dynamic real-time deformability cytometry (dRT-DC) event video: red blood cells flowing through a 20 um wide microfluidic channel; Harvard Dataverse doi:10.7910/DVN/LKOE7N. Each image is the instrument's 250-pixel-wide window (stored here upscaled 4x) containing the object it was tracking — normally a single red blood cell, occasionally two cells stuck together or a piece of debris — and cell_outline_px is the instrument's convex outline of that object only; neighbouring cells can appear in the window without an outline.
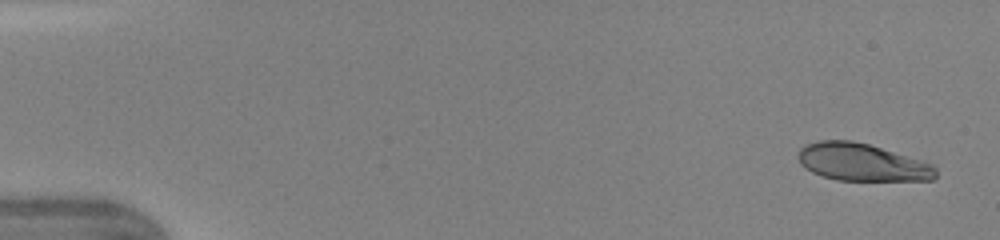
{"species": "human", "species_latin": "Homo sapiens", "temperature_condition": "warm", "stored_images_in_passage": 45, "camera_frame_rate_fps": 3000, "um_per_image_px": 0.085, "donor": {"sex": "female"}, "frame": {"image": 1, "passage_image": 1, "time_ms": 0.0, "image_size_px": [1000, 240], "cell_outline_px": [[936, 176], [932, 180], [836, 180], [812, 172], [804, 168], [800, 164], [796, 156], [800, 148], [804, 144], [820, 140], [852, 140], [868, 144], [924, 160], [932, 164], [936, 168]], "centroid_in_image_um": [73.24, 13.78], "position_along_channel_um": 11.8, "area_um2": 30.29}}
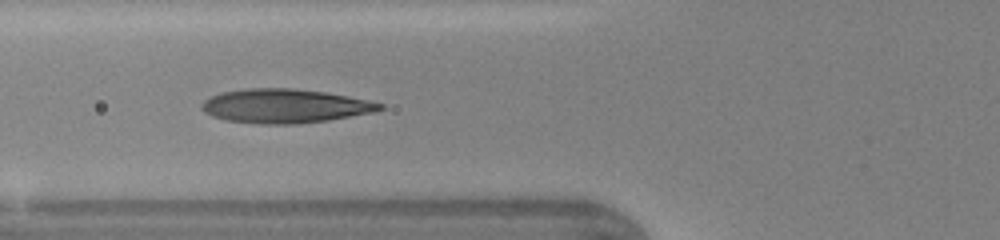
{"frame": {"image": 2, "passage_image": 17, "time_ms": 5.333, "image_size_px": [1000, 240], "cell_outline_px": [[384, 108], [376, 112], [328, 120], [292, 124], [260, 124], [228, 120], [212, 116], [204, 112], [200, 108], [200, 104], [204, 100], [220, 92], [248, 88], [292, 88], [324, 92], [348, 96], [368, 100], [384, 104]], "centroid_in_image_um": [24.21, 9.01], "position_along_channel_um": 101.6, "area_um2": 35.32}}
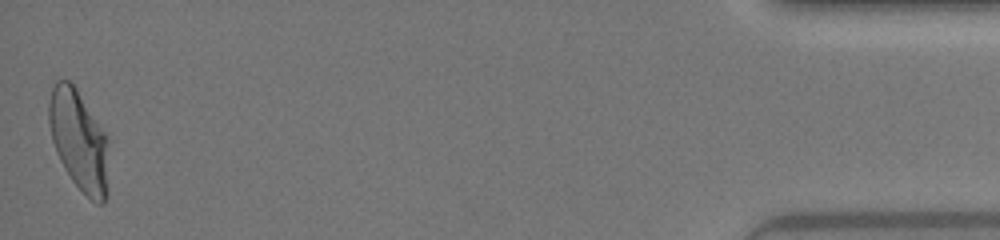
{"frame": {"image": 3, "passage_image": 45, "time_ms": 14.667, "image_size_px": [1000, 240], "cell_outline_px": [[108, 140], [104, 204], [100, 204], [92, 200], [72, 180], [64, 168], [56, 152], [52, 140], [48, 124], [48, 104], [52, 88], [56, 80], [68, 80], [76, 88], [108, 136]], "centroid_in_image_um": [6.67, 11.87], "position_along_channel_um": 428.5, "area_um2": 34.45}, "authors_computed_cell_mechanics": {"area_um2": 34.102, "velocity_mm_per_s": 4.3733, "shape_relaxation_time_tau1_ms": 3.7613, "shape_relaxation_time_tau2_ms": 0.7228, "deformation_change_tau1": 0.1955, "deformation_change_tau2": 0.0747}}